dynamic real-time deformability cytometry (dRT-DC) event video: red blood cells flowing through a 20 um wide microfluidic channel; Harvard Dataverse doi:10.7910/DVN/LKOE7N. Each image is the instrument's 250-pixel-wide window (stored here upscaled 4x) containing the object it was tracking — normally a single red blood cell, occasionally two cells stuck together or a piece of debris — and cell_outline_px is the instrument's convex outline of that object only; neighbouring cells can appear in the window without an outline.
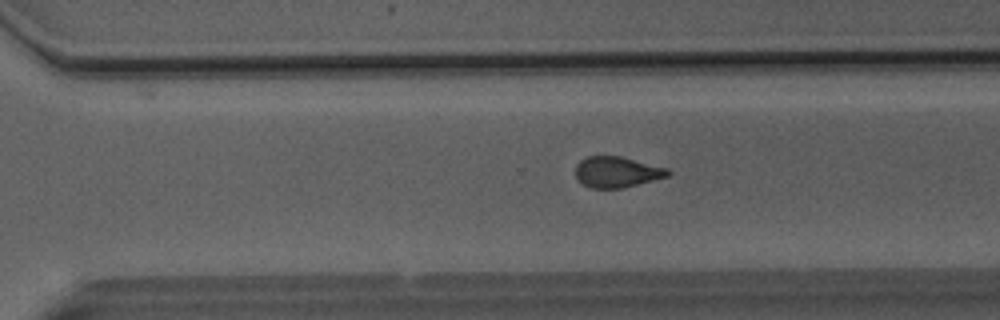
{"species": "Egyptian fruit bat (a non-hibernating species)", "species_latin": "Rousettus aegyptiacus", "temperature_condition": "room temperature", "stored_images_in_passage": 32, "camera_frame_rate_fps": 3000, "um_per_image_px": 0.085, "animal": {"sex": "male"}, "frame": {"image": 1, "passage_image": 23, "time_ms": 7.333, "image_size_px": [1000, 320], "cell_outline_px": [[672, 172], [668, 176], [620, 188], [592, 188], [584, 184], [576, 176], [576, 164], [580, 160], [588, 156], [620, 156], [668, 168]], "centroid_in_image_um": [52.44, 14.6], "position_along_channel_um": 318.2, "area_um2": 16.36}, "authors_computed_cell_mechanics": {"area_um2": 17.629, "velocity_mm_per_s": 4.117, "shape_relaxation_time_tau1_ms": null, "shape_relaxation_time_tau2_ms": 0.8443, "deformation_change_tau1": null, "deformation_change_tau2": 0.0515}}